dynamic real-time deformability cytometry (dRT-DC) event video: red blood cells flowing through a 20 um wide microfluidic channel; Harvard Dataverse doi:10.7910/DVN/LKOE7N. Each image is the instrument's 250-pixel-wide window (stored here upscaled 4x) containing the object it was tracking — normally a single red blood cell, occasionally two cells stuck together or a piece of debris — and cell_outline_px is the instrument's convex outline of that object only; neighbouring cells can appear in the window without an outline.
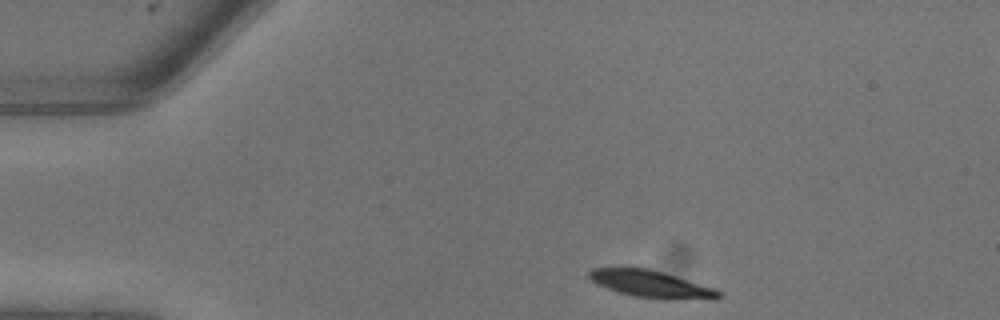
{"species": "common noctule bat (a hibernating species)", "species_latin": "Nyctalus noctula", "temperature_condition": "warm", "stored_images_in_passage": 11, "camera_frame_rate_fps": 3000, "um_per_image_px": 0.085, "animal": {"sex": "male", "body_mass_g": 13.3}, "frame": {"image": 1, "passage_image": 1, "time_ms": 0.0, "image_size_px": [1000, 320], "cell_outline_px": [[724, 296], [716, 300], [660, 300], [632, 296], [596, 284], [588, 276], [588, 272], [592, 268], [648, 268], [676, 276], [716, 288], [724, 292]], "centroid_in_image_um": [55.48, 24.19], "position_along_channel_um": 29.5, "area_um2": 20.98}}
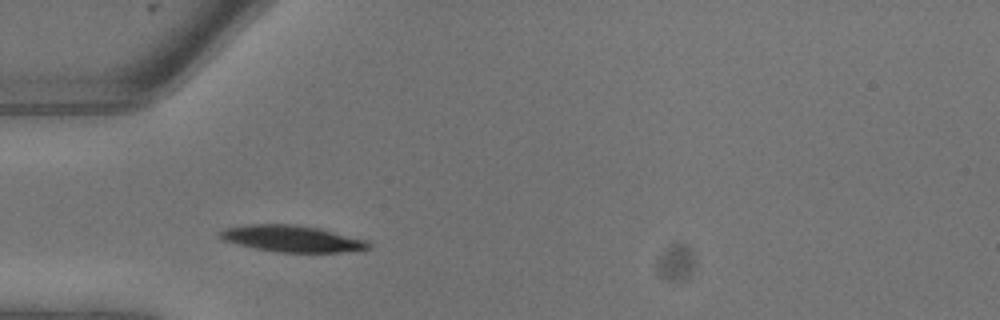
{"frame": {"image": 2, "passage_image": 4, "time_ms": 1.0, "image_size_px": [1000, 320], "cell_outline_px": [[372, 248], [340, 252], [276, 252], [256, 248], [224, 240], [220, 236], [220, 232], [224, 228], [248, 224], [292, 224], [320, 228], [368, 240], [372, 244]], "centroid_in_image_um": [24.88, 20.28], "position_along_channel_um": 60.1, "area_um2": 22.83}}
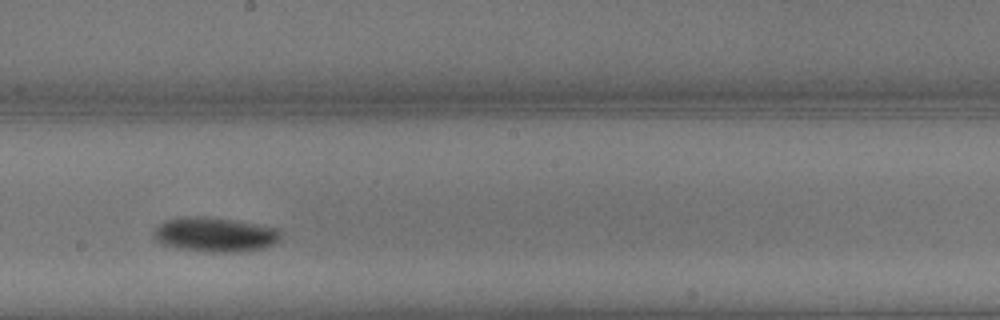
{"frame": {"image": 3, "passage_image": 10, "time_ms": 3.0, "image_size_px": [1000, 320], "cell_outline_px": [[284, 232], [280, 240], [272, 244], [260, 248], [236, 252], [204, 252], [176, 248], [164, 244], [156, 240], [152, 236], [152, 232], [160, 224], [168, 220], [180, 216], [208, 216], [284, 228]], "centroid_in_image_um": [18.31, 19.92], "position_along_channel_um": 229.9, "area_um2": 26.01}}